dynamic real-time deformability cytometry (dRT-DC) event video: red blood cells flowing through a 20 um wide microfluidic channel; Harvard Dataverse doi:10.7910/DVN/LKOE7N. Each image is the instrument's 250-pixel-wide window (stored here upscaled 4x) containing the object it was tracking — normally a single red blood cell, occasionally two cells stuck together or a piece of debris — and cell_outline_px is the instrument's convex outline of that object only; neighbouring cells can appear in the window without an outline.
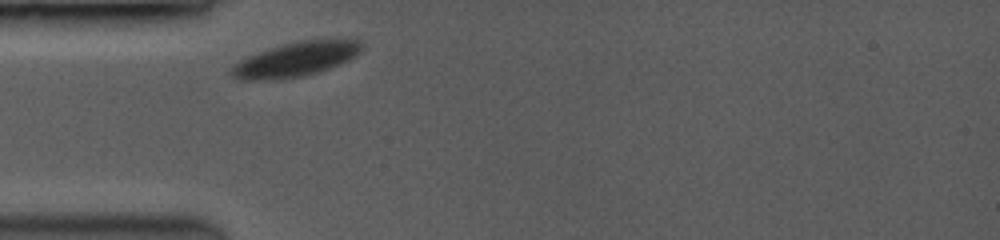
{"species": "common noctule bat (a hibernating species)", "species_latin": "Nyctalus noctula", "temperature_condition": "room temperature", "stored_images_in_passage": 2, "camera_frame_rate_fps": 3500, "um_per_image_px": 0.085, "animal": {"sex": "female", "body_mass_g": 19.0, "forearm_length_mm": 53.3}, "frame": {"image": 1, "passage_image": 1, "time_ms": 0.0, "image_size_px": [1000, 240], "cell_outline_px": [[364, 44], [360, 52], [356, 56], [340, 64], [304, 76], [252, 80], [240, 80], [232, 76], [228, 72], [232, 64], [248, 56], [268, 48], [280, 44], [300, 40], [332, 36], [364, 40]], "centroid_in_image_um": [25.22, 4.97], "position_along_channel_um": 59.8, "area_um2": 26.93}}